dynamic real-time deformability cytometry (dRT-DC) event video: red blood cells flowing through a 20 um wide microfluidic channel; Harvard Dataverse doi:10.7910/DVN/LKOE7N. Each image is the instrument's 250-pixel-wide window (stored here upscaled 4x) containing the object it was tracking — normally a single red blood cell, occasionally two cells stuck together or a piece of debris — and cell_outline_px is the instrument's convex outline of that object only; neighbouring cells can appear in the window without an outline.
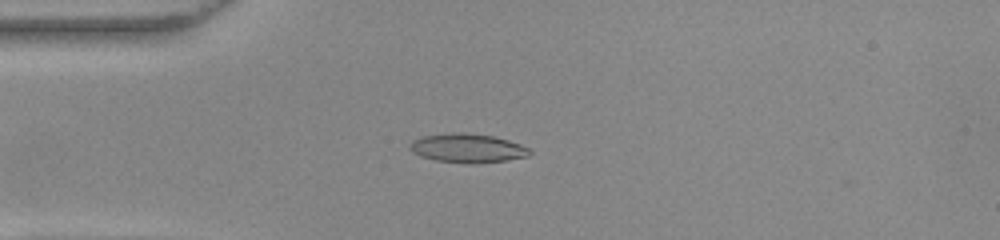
{"species": "common noctule bat (a hibernating species)", "species_latin": "Nyctalus noctula", "temperature_condition": "warm", "stored_images_in_passage": 52, "camera_frame_rate_fps": 3000, "um_per_image_px": 0.085, "animal": {"sex": "female", "body_mass_g": 22.0, "forearm_length_mm": 56.7}, "frame": {"image": 1, "passage_image": 13, "time_ms": 4.0, "image_size_px": [1000, 240], "cell_outline_px": [[532, 152], [528, 156], [504, 160], [472, 164], [468, 164], [436, 160], [420, 156], [412, 152], [408, 148], [408, 144], [412, 140], [420, 136], [452, 132], [464, 132], [492, 136], [508, 140], [520, 144], [528, 148]], "centroid_in_image_um": [39.67, 12.58], "position_along_channel_um": 45.3, "area_um2": 20.35}}
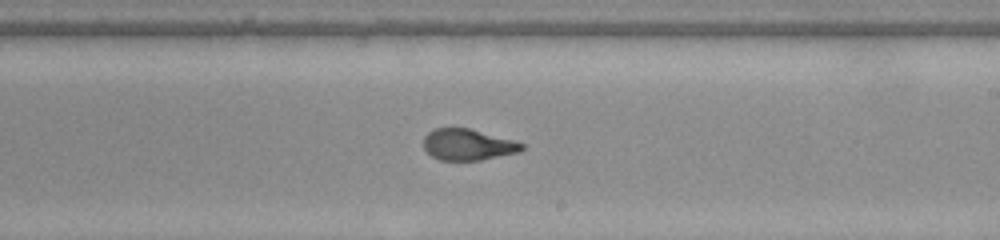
{"frame": {"image": 2, "passage_image": 30, "time_ms": 9.667, "image_size_px": [1000, 240], "cell_outline_px": [[524, 148], [520, 152], [480, 160], [440, 160], [432, 156], [424, 148], [424, 136], [428, 132], [436, 128], [468, 128], [512, 140], [524, 144]], "centroid_in_image_um": [39.76, 12.3], "position_along_channel_um": 249.2, "area_um2": 17.69}}
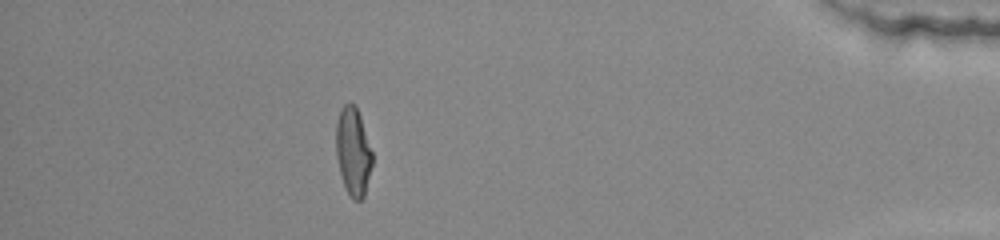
{"frame": {"image": 3, "passage_image": 46, "time_ms": 15.0, "image_size_px": [1000, 240], "cell_outline_px": [[372, 164], [364, 196], [360, 200], [352, 200], [344, 184], [340, 172], [336, 156], [336, 124], [340, 112], [344, 104], [356, 104], [372, 152]], "centroid_in_image_um": [30.01, 12.88], "position_along_channel_um": 405.2, "area_um2": 18.32}, "authors_computed_cell_mechanics": {"area_um2": 18.9295, "velocity_mm_per_s": 3.8937, "shape_relaxation_time_tau1_ms": 9.9104, "shape_relaxation_time_tau2_ms": 1.1015, "deformation_change_tau1": 0.3342, "deformation_change_tau2": 0.067}}